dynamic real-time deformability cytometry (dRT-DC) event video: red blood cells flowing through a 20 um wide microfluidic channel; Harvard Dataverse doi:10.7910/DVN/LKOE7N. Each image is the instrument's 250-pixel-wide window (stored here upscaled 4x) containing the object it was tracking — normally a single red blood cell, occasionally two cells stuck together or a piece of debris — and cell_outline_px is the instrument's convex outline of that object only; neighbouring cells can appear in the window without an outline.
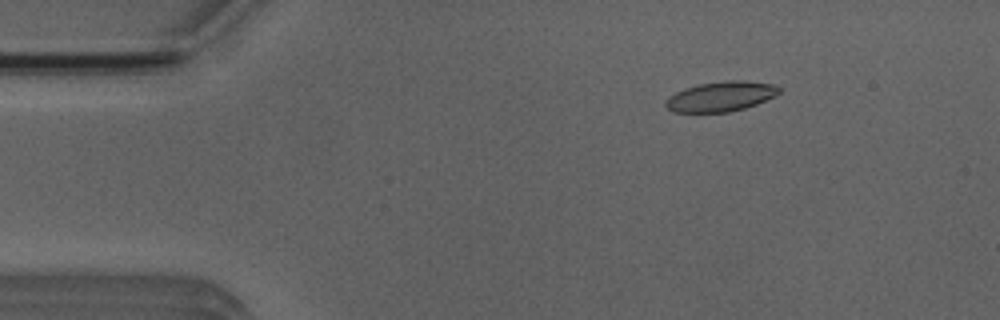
{"species": "Egyptian fruit bat (a non-hibernating species)", "species_latin": "Rousettus aegyptiacus", "temperature_condition": "room temperature", "stored_images_in_passage": 5, "camera_frame_rate_fps": 3000, "um_per_image_px": 0.085, "animal": {"sex": "male"}, "frame": {"image": 1, "passage_image": 3, "time_ms": 2.333, "image_size_px": [1000, 320], "cell_outline_px": [[780, 92], [776, 96], [756, 104], [744, 108], [728, 112], [672, 112], [664, 104], [664, 100], [668, 96], [684, 88], [700, 84], [724, 80], [744, 80], [772, 84], [780, 88]], "centroid_in_image_um": [61.25, 8.19], "position_along_channel_um": 23.8, "area_um2": 19.88}}
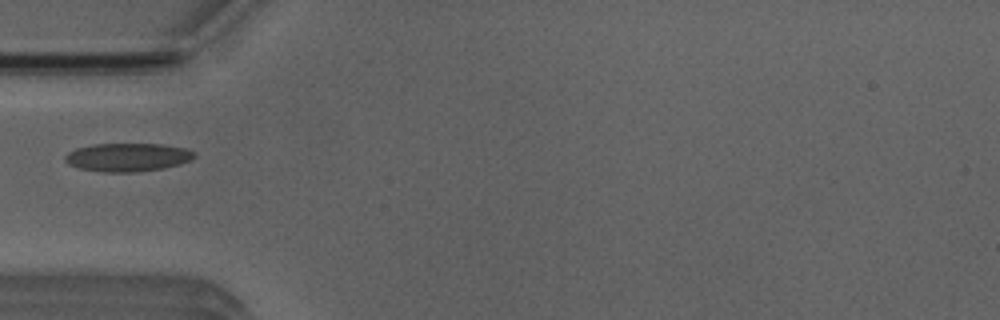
{"frame": {"image": 2, "passage_image": 5, "time_ms": 5.333, "image_size_px": [1000, 320], "cell_outline_px": [[196, 156], [192, 160], [180, 164], [164, 168], [136, 172], [104, 172], [80, 168], [68, 164], [64, 160], [64, 156], [68, 152], [76, 148], [92, 144], [160, 144], [188, 148], [196, 152]], "centroid_in_image_um": [10.88, 13.36], "position_along_channel_um": 74.1, "area_um2": 21.56}}